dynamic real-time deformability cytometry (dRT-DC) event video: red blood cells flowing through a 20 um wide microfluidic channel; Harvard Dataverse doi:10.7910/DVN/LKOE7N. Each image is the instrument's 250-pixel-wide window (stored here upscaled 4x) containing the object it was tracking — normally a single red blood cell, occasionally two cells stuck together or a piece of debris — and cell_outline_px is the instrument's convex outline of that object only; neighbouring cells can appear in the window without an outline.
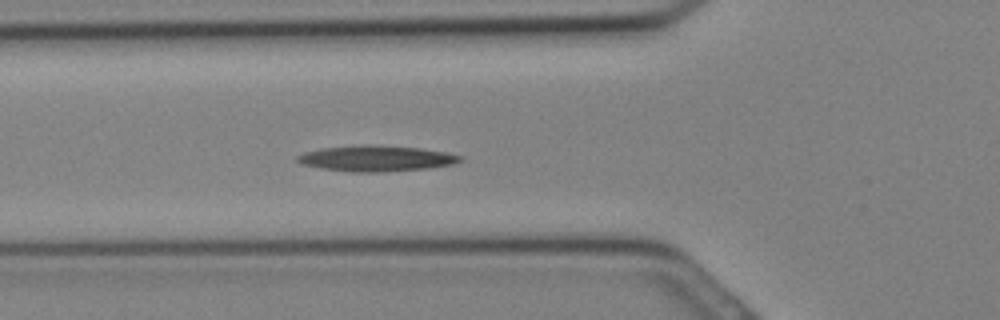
{"species": "Egyptian fruit bat (a non-hibernating species)", "species_latin": "Rousettus aegyptiacus", "temperature_condition": "cold", "stored_images_in_passage": 14, "camera_frame_rate_fps": 3000, "um_per_image_px": 0.085, "animal": {"sex": "female"}, "frame": {"image": 1, "passage_image": 10, "time_ms": 3.0, "image_size_px": [1000, 320], "cell_outline_px": [[460, 160], [452, 164], [428, 168], [380, 172], [348, 172], [320, 168], [300, 164], [296, 160], [296, 156], [304, 152], [320, 148], [360, 144], [372, 144], [420, 148], [444, 152], [460, 156]], "centroid_in_image_um": [31.87, 13.46], "position_along_channel_um": 93.9, "area_um2": 24.57}}
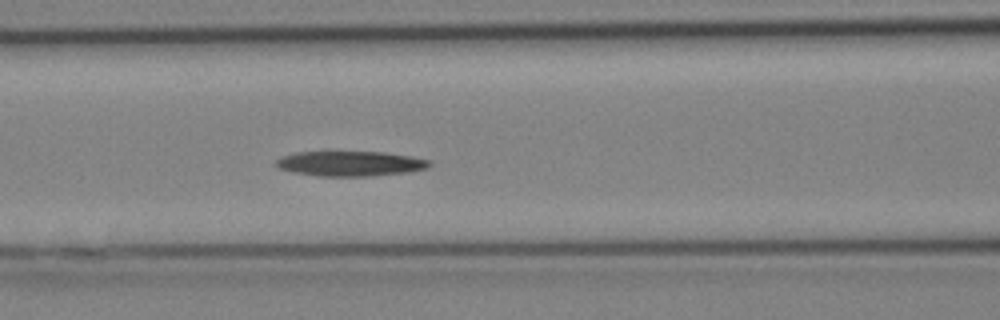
{"frame": {"image": 2, "passage_image": 12, "time_ms": 3.667, "image_size_px": [1000, 320], "cell_outline_px": [[432, 164], [428, 168], [408, 172], [368, 176], [320, 176], [292, 172], [276, 168], [272, 164], [280, 156], [296, 152], [384, 152], [412, 156], [432, 160]], "centroid_in_image_um": [29.75, 13.9], "position_along_channel_um": 136.9, "area_um2": 22.66}}
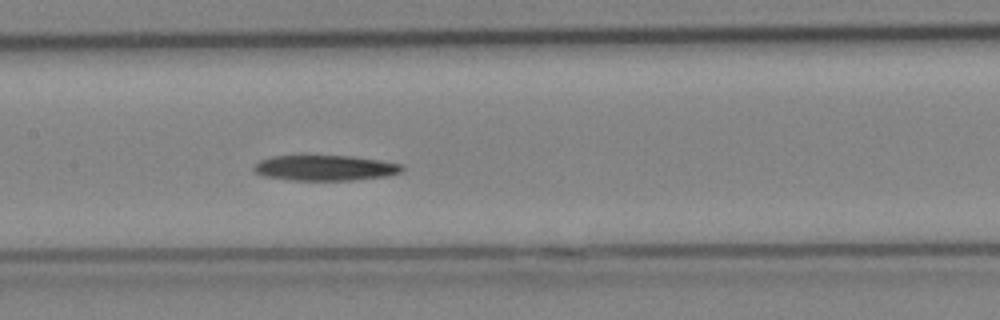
{"frame": {"image": 3, "passage_image": 14, "time_ms": 4.333, "image_size_px": [1000, 320], "cell_outline_px": [[404, 168], [400, 172], [388, 176], [352, 180], [292, 180], [264, 176], [256, 172], [252, 168], [260, 160], [272, 156], [300, 152], [308, 152], [352, 156], [380, 160], [404, 164]], "centroid_in_image_um": [27.59, 14.21], "position_along_channel_um": 179.8, "area_um2": 23.18}}